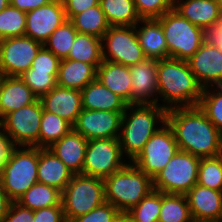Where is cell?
I'll list each match as a JSON object with an SVG mask.
<instances>
[{
	"label": "cell",
	"instance_id": "1",
	"mask_svg": "<svg viewBox=\"0 0 222 222\" xmlns=\"http://www.w3.org/2000/svg\"><path fill=\"white\" fill-rule=\"evenodd\" d=\"M166 123L172 129L180 151L200 158L219 155L222 133L198 107H172Z\"/></svg>",
	"mask_w": 222,
	"mask_h": 222
},
{
	"label": "cell",
	"instance_id": "2",
	"mask_svg": "<svg viewBox=\"0 0 222 222\" xmlns=\"http://www.w3.org/2000/svg\"><path fill=\"white\" fill-rule=\"evenodd\" d=\"M157 81L158 93L163 100L165 99L167 104L174 102L175 106L168 105V109L199 105L203 87L197 81L187 61L174 58L157 60Z\"/></svg>",
	"mask_w": 222,
	"mask_h": 222
},
{
	"label": "cell",
	"instance_id": "3",
	"mask_svg": "<svg viewBox=\"0 0 222 222\" xmlns=\"http://www.w3.org/2000/svg\"><path fill=\"white\" fill-rule=\"evenodd\" d=\"M135 107L137 108L134 110ZM130 109L132 114L129 117L127 113ZM167 110V105L160 106L158 103L127 105L122 115V133L119 131L118 137L122 154L124 151L133 161L150 137L159 130L155 127L157 120L163 125L166 123Z\"/></svg>",
	"mask_w": 222,
	"mask_h": 222
},
{
	"label": "cell",
	"instance_id": "4",
	"mask_svg": "<svg viewBox=\"0 0 222 222\" xmlns=\"http://www.w3.org/2000/svg\"><path fill=\"white\" fill-rule=\"evenodd\" d=\"M103 181L105 201L120 212H128L154 190L153 179L133 164L126 163Z\"/></svg>",
	"mask_w": 222,
	"mask_h": 222
},
{
	"label": "cell",
	"instance_id": "5",
	"mask_svg": "<svg viewBox=\"0 0 222 222\" xmlns=\"http://www.w3.org/2000/svg\"><path fill=\"white\" fill-rule=\"evenodd\" d=\"M13 146L0 171V184L11 201H17L37 183L38 147Z\"/></svg>",
	"mask_w": 222,
	"mask_h": 222
},
{
	"label": "cell",
	"instance_id": "6",
	"mask_svg": "<svg viewBox=\"0 0 222 222\" xmlns=\"http://www.w3.org/2000/svg\"><path fill=\"white\" fill-rule=\"evenodd\" d=\"M157 20L164 32L168 58L187 61L210 36L174 9L164 13Z\"/></svg>",
	"mask_w": 222,
	"mask_h": 222
},
{
	"label": "cell",
	"instance_id": "7",
	"mask_svg": "<svg viewBox=\"0 0 222 222\" xmlns=\"http://www.w3.org/2000/svg\"><path fill=\"white\" fill-rule=\"evenodd\" d=\"M105 201L104 181L102 178L74 174L62 191L61 203L65 219L86 214Z\"/></svg>",
	"mask_w": 222,
	"mask_h": 222
},
{
	"label": "cell",
	"instance_id": "8",
	"mask_svg": "<svg viewBox=\"0 0 222 222\" xmlns=\"http://www.w3.org/2000/svg\"><path fill=\"white\" fill-rule=\"evenodd\" d=\"M200 161V157L178 150L153 179L154 190L185 195L197 184Z\"/></svg>",
	"mask_w": 222,
	"mask_h": 222
},
{
	"label": "cell",
	"instance_id": "9",
	"mask_svg": "<svg viewBox=\"0 0 222 222\" xmlns=\"http://www.w3.org/2000/svg\"><path fill=\"white\" fill-rule=\"evenodd\" d=\"M43 113L39 99L0 119V128L7 133L13 146L39 148L40 121Z\"/></svg>",
	"mask_w": 222,
	"mask_h": 222
},
{
	"label": "cell",
	"instance_id": "10",
	"mask_svg": "<svg viewBox=\"0 0 222 222\" xmlns=\"http://www.w3.org/2000/svg\"><path fill=\"white\" fill-rule=\"evenodd\" d=\"M122 156L118 138L88 140L82 174L102 179L111 176L126 165Z\"/></svg>",
	"mask_w": 222,
	"mask_h": 222
},
{
	"label": "cell",
	"instance_id": "11",
	"mask_svg": "<svg viewBox=\"0 0 222 222\" xmlns=\"http://www.w3.org/2000/svg\"><path fill=\"white\" fill-rule=\"evenodd\" d=\"M178 150L173 131L165 123L145 143L142 151L132 163L146 175L154 179Z\"/></svg>",
	"mask_w": 222,
	"mask_h": 222
},
{
	"label": "cell",
	"instance_id": "12",
	"mask_svg": "<svg viewBox=\"0 0 222 222\" xmlns=\"http://www.w3.org/2000/svg\"><path fill=\"white\" fill-rule=\"evenodd\" d=\"M136 26L109 27L101 38V42L107 43L106 46L111 59L104 50L105 46H102L103 60L132 66L146 59L143 49L139 45Z\"/></svg>",
	"mask_w": 222,
	"mask_h": 222
},
{
	"label": "cell",
	"instance_id": "13",
	"mask_svg": "<svg viewBox=\"0 0 222 222\" xmlns=\"http://www.w3.org/2000/svg\"><path fill=\"white\" fill-rule=\"evenodd\" d=\"M42 46L26 35L0 40V71L5 76L22 75L31 67Z\"/></svg>",
	"mask_w": 222,
	"mask_h": 222
},
{
	"label": "cell",
	"instance_id": "14",
	"mask_svg": "<svg viewBox=\"0 0 222 222\" xmlns=\"http://www.w3.org/2000/svg\"><path fill=\"white\" fill-rule=\"evenodd\" d=\"M187 63L203 88L209 86L208 83L222 85V47L211 36Z\"/></svg>",
	"mask_w": 222,
	"mask_h": 222
},
{
	"label": "cell",
	"instance_id": "15",
	"mask_svg": "<svg viewBox=\"0 0 222 222\" xmlns=\"http://www.w3.org/2000/svg\"><path fill=\"white\" fill-rule=\"evenodd\" d=\"M124 112L82 109L73 130L87 140L118 138Z\"/></svg>",
	"mask_w": 222,
	"mask_h": 222
},
{
	"label": "cell",
	"instance_id": "16",
	"mask_svg": "<svg viewBox=\"0 0 222 222\" xmlns=\"http://www.w3.org/2000/svg\"><path fill=\"white\" fill-rule=\"evenodd\" d=\"M66 20L62 0H53L26 12L25 35L44 44L52 32Z\"/></svg>",
	"mask_w": 222,
	"mask_h": 222
},
{
	"label": "cell",
	"instance_id": "17",
	"mask_svg": "<svg viewBox=\"0 0 222 222\" xmlns=\"http://www.w3.org/2000/svg\"><path fill=\"white\" fill-rule=\"evenodd\" d=\"M185 195L194 222H222V191L195 184Z\"/></svg>",
	"mask_w": 222,
	"mask_h": 222
},
{
	"label": "cell",
	"instance_id": "18",
	"mask_svg": "<svg viewBox=\"0 0 222 222\" xmlns=\"http://www.w3.org/2000/svg\"><path fill=\"white\" fill-rule=\"evenodd\" d=\"M129 71L132 82L131 104L157 103L156 98L149 100V97L154 98V93H158L157 60L146 58L136 65L129 66Z\"/></svg>",
	"mask_w": 222,
	"mask_h": 222
},
{
	"label": "cell",
	"instance_id": "19",
	"mask_svg": "<svg viewBox=\"0 0 222 222\" xmlns=\"http://www.w3.org/2000/svg\"><path fill=\"white\" fill-rule=\"evenodd\" d=\"M39 101L43 110L62 117L72 126L83 109L81 91L58 85L49 93L41 96Z\"/></svg>",
	"mask_w": 222,
	"mask_h": 222
},
{
	"label": "cell",
	"instance_id": "20",
	"mask_svg": "<svg viewBox=\"0 0 222 222\" xmlns=\"http://www.w3.org/2000/svg\"><path fill=\"white\" fill-rule=\"evenodd\" d=\"M174 10L195 26L211 34L222 20L217 0H175Z\"/></svg>",
	"mask_w": 222,
	"mask_h": 222
},
{
	"label": "cell",
	"instance_id": "21",
	"mask_svg": "<svg viewBox=\"0 0 222 222\" xmlns=\"http://www.w3.org/2000/svg\"><path fill=\"white\" fill-rule=\"evenodd\" d=\"M74 173L48 148H38L37 181L63 191Z\"/></svg>",
	"mask_w": 222,
	"mask_h": 222
},
{
	"label": "cell",
	"instance_id": "22",
	"mask_svg": "<svg viewBox=\"0 0 222 222\" xmlns=\"http://www.w3.org/2000/svg\"><path fill=\"white\" fill-rule=\"evenodd\" d=\"M88 140L73 129L48 149L74 174H82Z\"/></svg>",
	"mask_w": 222,
	"mask_h": 222
},
{
	"label": "cell",
	"instance_id": "23",
	"mask_svg": "<svg viewBox=\"0 0 222 222\" xmlns=\"http://www.w3.org/2000/svg\"><path fill=\"white\" fill-rule=\"evenodd\" d=\"M38 97L19 76H4L0 88V117L34 103Z\"/></svg>",
	"mask_w": 222,
	"mask_h": 222
},
{
	"label": "cell",
	"instance_id": "24",
	"mask_svg": "<svg viewBox=\"0 0 222 222\" xmlns=\"http://www.w3.org/2000/svg\"><path fill=\"white\" fill-rule=\"evenodd\" d=\"M96 78L128 105H131L132 82L129 66L103 60L97 68Z\"/></svg>",
	"mask_w": 222,
	"mask_h": 222
},
{
	"label": "cell",
	"instance_id": "25",
	"mask_svg": "<svg viewBox=\"0 0 222 222\" xmlns=\"http://www.w3.org/2000/svg\"><path fill=\"white\" fill-rule=\"evenodd\" d=\"M82 108L88 110H106L124 112L127 103L110 89L105 87L97 78L81 90Z\"/></svg>",
	"mask_w": 222,
	"mask_h": 222
},
{
	"label": "cell",
	"instance_id": "26",
	"mask_svg": "<svg viewBox=\"0 0 222 222\" xmlns=\"http://www.w3.org/2000/svg\"><path fill=\"white\" fill-rule=\"evenodd\" d=\"M97 68L93 64L77 60L61 59L59 63L57 85L81 91L96 79Z\"/></svg>",
	"mask_w": 222,
	"mask_h": 222
},
{
	"label": "cell",
	"instance_id": "27",
	"mask_svg": "<svg viewBox=\"0 0 222 222\" xmlns=\"http://www.w3.org/2000/svg\"><path fill=\"white\" fill-rule=\"evenodd\" d=\"M144 26L136 29L139 45L146 58L161 60L168 58L167 44L161 23L157 19H141Z\"/></svg>",
	"mask_w": 222,
	"mask_h": 222
},
{
	"label": "cell",
	"instance_id": "28",
	"mask_svg": "<svg viewBox=\"0 0 222 222\" xmlns=\"http://www.w3.org/2000/svg\"><path fill=\"white\" fill-rule=\"evenodd\" d=\"M62 192L57 188L35 183L16 201L20 205L33 211L51 206H62Z\"/></svg>",
	"mask_w": 222,
	"mask_h": 222
},
{
	"label": "cell",
	"instance_id": "29",
	"mask_svg": "<svg viewBox=\"0 0 222 222\" xmlns=\"http://www.w3.org/2000/svg\"><path fill=\"white\" fill-rule=\"evenodd\" d=\"M99 4L110 26H134L141 22L134 0H100Z\"/></svg>",
	"mask_w": 222,
	"mask_h": 222
},
{
	"label": "cell",
	"instance_id": "30",
	"mask_svg": "<svg viewBox=\"0 0 222 222\" xmlns=\"http://www.w3.org/2000/svg\"><path fill=\"white\" fill-rule=\"evenodd\" d=\"M101 38L77 33L67 59L93 64L96 68L103 62Z\"/></svg>",
	"mask_w": 222,
	"mask_h": 222
},
{
	"label": "cell",
	"instance_id": "31",
	"mask_svg": "<svg viewBox=\"0 0 222 222\" xmlns=\"http://www.w3.org/2000/svg\"><path fill=\"white\" fill-rule=\"evenodd\" d=\"M70 21L79 33L98 38H102L110 27L100 4L76 14Z\"/></svg>",
	"mask_w": 222,
	"mask_h": 222
},
{
	"label": "cell",
	"instance_id": "32",
	"mask_svg": "<svg viewBox=\"0 0 222 222\" xmlns=\"http://www.w3.org/2000/svg\"><path fill=\"white\" fill-rule=\"evenodd\" d=\"M72 129L73 126L62 117L43 110L40 121L39 148H49Z\"/></svg>",
	"mask_w": 222,
	"mask_h": 222
},
{
	"label": "cell",
	"instance_id": "33",
	"mask_svg": "<svg viewBox=\"0 0 222 222\" xmlns=\"http://www.w3.org/2000/svg\"><path fill=\"white\" fill-rule=\"evenodd\" d=\"M158 222H194L186 195L161 193Z\"/></svg>",
	"mask_w": 222,
	"mask_h": 222
},
{
	"label": "cell",
	"instance_id": "34",
	"mask_svg": "<svg viewBox=\"0 0 222 222\" xmlns=\"http://www.w3.org/2000/svg\"><path fill=\"white\" fill-rule=\"evenodd\" d=\"M78 31L70 20L56 28L43 44L60 60L68 57ZM49 46V47H48Z\"/></svg>",
	"mask_w": 222,
	"mask_h": 222
},
{
	"label": "cell",
	"instance_id": "35",
	"mask_svg": "<svg viewBox=\"0 0 222 222\" xmlns=\"http://www.w3.org/2000/svg\"><path fill=\"white\" fill-rule=\"evenodd\" d=\"M197 184L222 191V159L219 155L201 158Z\"/></svg>",
	"mask_w": 222,
	"mask_h": 222
},
{
	"label": "cell",
	"instance_id": "36",
	"mask_svg": "<svg viewBox=\"0 0 222 222\" xmlns=\"http://www.w3.org/2000/svg\"><path fill=\"white\" fill-rule=\"evenodd\" d=\"M26 28V12L11 5L0 12V40L24 36Z\"/></svg>",
	"mask_w": 222,
	"mask_h": 222
},
{
	"label": "cell",
	"instance_id": "37",
	"mask_svg": "<svg viewBox=\"0 0 222 222\" xmlns=\"http://www.w3.org/2000/svg\"><path fill=\"white\" fill-rule=\"evenodd\" d=\"M161 209V192L151 191L128 213L135 222H158Z\"/></svg>",
	"mask_w": 222,
	"mask_h": 222
},
{
	"label": "cell",
	"instance_id": "38",
	"mask_svg": "<svg viewBox=\"0 0 222 222\" xmlns=\"http://www.w3.org/2000/svg\"><path fill=\"white\" fill-rule=\"evenodd\" d=\"M219 90L209 93L203 88L198 107L206 114L207 118L222 133V85L217 86ZM208 90V91H207Z\"/></svg>",
	"mask_w": 222,
	"mask_h": 222
},
{
	"label": "cell",
	"instance_id": "39",
	"mask_svg": "<svg viewBox=\"0 0 222 222\" xmlns=\"http://www.w3.org/2000/svg\"><path fill=\"white\" fill-rule=\"evenodd\" d=\"M19 77L38 99L57 85V80L49 72L36 71L35 69H28Z\"/></svg>",
	"mask_w": 222,
	"mask_h": 222
},
{
	"label": "cell",
	"instance_id": "40",
	"mask_svg": "<svg viewBox=\"0 0 222 222\" xmlns=\"http://www.w3.org/2000/svg\"><path fill=\"white\" fill-rule=\"evenodd\" d=\"M175 0H134L140 19H157L174 9Z\"/></svg>",
	"mask_w": 222,
	"mask_h": 222
},
{
	"label": "cell",
	"instance_id": "41",
	"mask_svg": "<svg viewBox=\"0 0 222 222\" xmlns=\"http://www.w3.org/2000/svg\"><path fill=\"white\" fill-rule=\"evenodd\" d=\"M120 211L109 202H104L90 212L80 215L75 222H115Z\"/></svg>",
	"mask_w": 222,
	"mask_h": 222
},
{
	"label": "cell",
	"instance_id": "42",
	"mask_svg": "<svg viewBox=\"0 0 222 222\" xmlns=\"http://www.w3.org/2000/svg\"><path fill=\"white\" fill-rule=\"evenodd\" d=\"M59 63L60 59L43 45L32 61L29 69L49 72V74H51L57 80Z\"/></svg>",
	"mask_w": 222,
	"mask_h": 222
},
{
	"label": "cell",
	"instance_id": "43",
	"mask_svg": "<svg viewBox=\"0 0 222 222\" xmlns=\"http://www.w3.org/2000/svg\"><path fill=\"white\" fill-rule=\"evenodd\" d=\"M1 222H34V211L12 201Z\"/></svg>",
	"mask_w": 222,
	"mask_h": 222
},
{
	"label": "cell",
	"instance_id": "44",
	"mask_svg": "<svg viewBox=\"0 0 222 222\" xmlns=\"http://www.w3.org/2000/svg\"><path fill=\"white\" fill-rule=\"evenodd\" d=\"M63 206H51L34 211V222H64Z\"/></svg>",
	"mask_w": 222,
	"mask_h": 222
},
{
	"label": "cell",
	"instance_id": "45",
	"mask_svg": "<svg viewBox=\"0 0 222 222\" xmlns=\"http://www.w3.org/2000/svg\"><path fill=\"white\" fill-rule=\"evenodd\" d=\"M100 0H62L67 20L88 8L99 5Z\"/></svg>",
	"mask_w": 222,
	"mask_h": 222
},
{
	"label": "cell",
	"instance_id": "46",
	"mask_svg": "<svg viewBox=\"0 0 222 222\" xmlns=\"http://www.w3.org/2000/svg\"><path fill=\"white\" fill-rule=\"evenodd\" d=\"M53 0H10V5L24 12H28L48 4Z\"/></svg>",
	"mask_w": 222,
	"mask_h": 222
},
{
	"label": "cell",
	"instance_id": "47",
	"mask_svg": "<svg viewBox=\"0 0 222 222\" xmlns=\"http://www.w3.org/2000/svg\"><path fill=\"white\" fill-rule=\"evenodd\" d=\"M13 147L9 136L0 131V171L3 164L7 161L11 148Z\"/></svg>",
	"mask_w": 222,
	"mask_h": 222
},
{
	"label": "cell",
	"instance_id": "48",
	"mask_svg": "<svg viewBox=\"0 0 222 222\" xmlns=\"http://www.w3.org/2000/svg\"><path fill=\"white\" fill-rule=\"evenodd\" d=\"M11 202L12 201L8 198L0 184V222L2 221L3 217L7 214Z\"/></svg>",
	"mask_w": 222,
	"mask_h": 222
},
{
	"label": "cell",
	"instance_id": "49",
	"mask_svg": "<svg viewBox=\"0 0 222 222\" xmlns=\"http://www.w3.org/2000/svg\"><path fill=\"white\" fill-rule=\"evenodd\" d=\"M210 36L222 47V20L210 34Z\"/></svg>",
	"mask_w": 222,
	"mask_h": 222
},
{
	"label": "cell",
	"instance_id": "50",
	"mask_svg": "<svg viewBox=\"0 0 222 222\" xmlns=\"http://www.w3.org/2000/svg\"><path fill=\"white\" fill-rule=\"evenodd\" d=\"M115 222H135V220L128 212H120V214L116 217Z\"/></svg>",
	"mask_w": 222,
	"mask_h": 222
},
{
	"label": "cell",
	"instance_id": "51",
	"mask_svg": "<svg viewBox=\"0 0 222 222\" xmlns=\"http://www.w3.org/2000/svg\"><path fill=\"white\" fill-rule=\"evenodd\" d=\"M10 5V0H0V12Z\"/></svg>",
	"mask_w": 222,
	"mask_h": 222
},
{
	"label": "cell",
	"instance_id": "52",
	"mask_svg": "<svg viewBox=\"0 0 222 222\" xmlns=\"http://www.w3.org/2000/svg\"><path fill=\"white\" fill-rule=\"evenodd\" d=\"M217 4L219 5V9L222 15V0H217Z\"/></svg>",
	"mask_w": 222,
	"mask_h": 222
},
{
	"label": "cell",
	"instance_id": "53",
	"mask_svg": "<svg viewBox=\"0 0 222 222\" xmlns=\"http://www.w3.org/2000/svg\"><path fill=\"white\" fill-rule=\"evenodd\" d=\"M4 76L5 75L0 71V88H1V84L3 82Z\"/></svg>",
	"mask_w": 222,
	"mask_h": 222
},
{
	"label": "cell",
	"instance_id": "54",
	"mask_svg": "<svg viewBox=\"0 0 222 222\" xmlns=\"http://www.w3.org/2000/svg\"><path fill=\"white\" fill-rule=\"evenodd\" d=\"M219 156H220V158L222 159V144H221Z\"/></svg>",
	"mask_w": 222,
	"mask_h": 222
},
{
	"label": "cell",
	"instance_id": "55",
	"mask_svg": "<svg viewBox=\"0 0 222 222\" xmlns=\"http://www.w3.org/2000/svg\"><path fill=\"white\" fill-rule=\"evenodd\" d=\"M64 222H75L74 220L65 219Z\"/></svg>",
	"mask_w": 222,
	"mask_h": 222
}]
</instances>
